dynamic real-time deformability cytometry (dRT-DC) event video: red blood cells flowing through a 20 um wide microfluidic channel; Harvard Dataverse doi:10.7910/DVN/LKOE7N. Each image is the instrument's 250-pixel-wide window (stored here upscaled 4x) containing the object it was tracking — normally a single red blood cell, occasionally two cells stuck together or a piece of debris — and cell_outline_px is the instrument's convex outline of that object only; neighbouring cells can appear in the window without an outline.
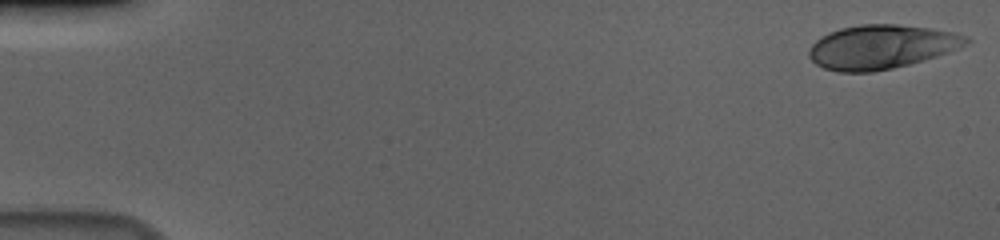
{"species": "human", "species_latin": "Homo sapiens", "temperature_condition": "cold", "stored_images_in_passage": 56, "camera_frame_rate_fps": 3000, "um_per_image_px": 0.085, "donor": {"sex": "male"}, "frame": {"image": 1, "passage_image": 1, "time_ms": 0.0, "image_size_px": [1000, 240], "cell_outline_px": [[972, 40], [956, 48], [936, 56], [908, 64], [892, 68], [872, 72], [836, 72], [824, 68], [816, 64], [808, 56], [808, 52], [812, 44], [816, 40], [828, 32], [840, 28], [860, 24], [896, 24], [928, 28], [952, 32], [968, 36]], "centroid_in_image_um": [74.86, 3.98], "position_along_channel_um": 10.1, "area_um2": 40.0}}
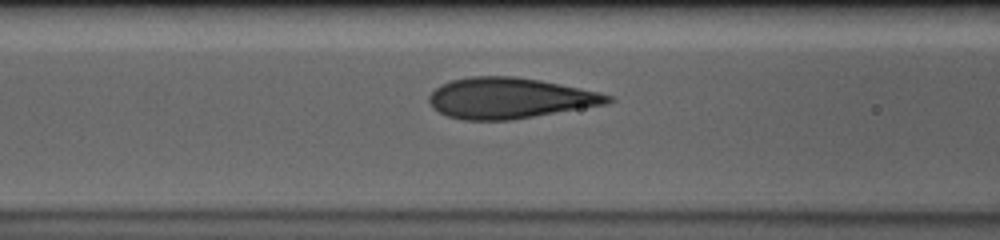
{"frame": {"image": 2, "passage_image": 23, "time_ms": 7.333, "image_size_px": [1000, 240], "cell_outline_px": [[616, 100], [608, 104], [512, 120], [464, 120], [448, 116], [432, 108], [428, 100], [428, 96], [440, 84], [452, 80], [472, 76], [512, 76], [540, 80], [600, 92], [612, 96]], "centroid_in_image_um": [43.33, 8.34], "position_along_channel_um": 123.3, "area_um2": 42.6}}
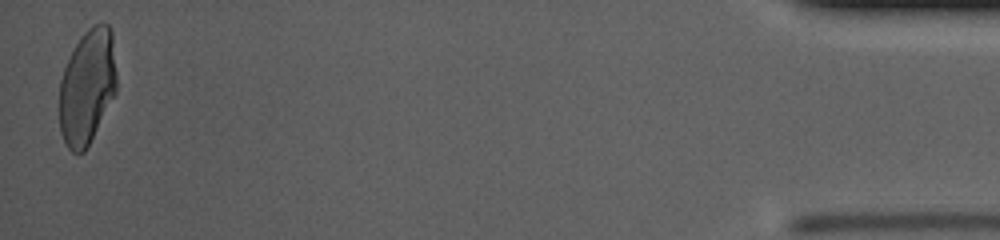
{"frame": {"image": 3, "passage_image": 55, "time_ms": 18.0, "image_size_px": [1000, 240], "cell_outline_px": [[116, 92], [84, 152], [72, 152], [64, 144], [60, 132], [60, 80], [64, 68], [76, 44], [84, 32], [88, 28], [96, 24], [108, 24], [112, 32], [116, 72]], "centroid_in_image_um": [7.41, 7.38], "position_along_channel_um": 427.8, "area_um2": 37.97}, "authors_computed_cell_mechanics": {"area_um2": 41.2114, "velocity_mm_per_s": 3.663, "shape_relaxation_time_tau1_ms": 4.7026, "shape_relaxation_time_tau2_ms": null, "deformation_change_tau1": 0.1855, "deformation_change_tau2": null}}